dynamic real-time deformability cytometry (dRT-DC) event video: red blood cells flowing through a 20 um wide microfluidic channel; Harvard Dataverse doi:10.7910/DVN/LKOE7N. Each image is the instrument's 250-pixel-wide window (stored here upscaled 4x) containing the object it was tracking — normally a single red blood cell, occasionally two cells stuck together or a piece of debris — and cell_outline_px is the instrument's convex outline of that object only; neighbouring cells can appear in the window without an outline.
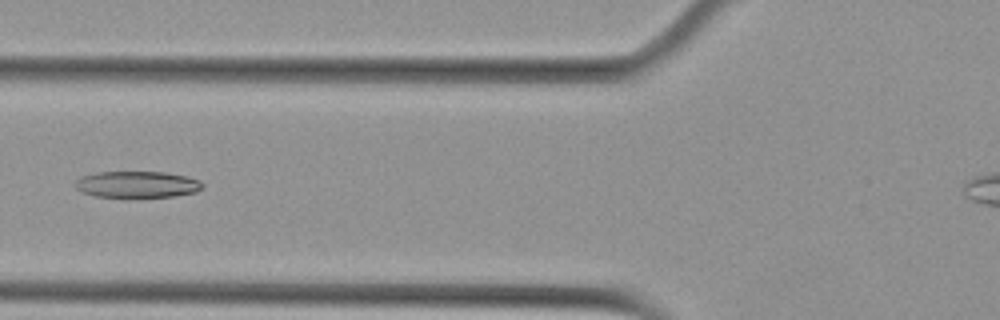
{"species": "Egyptian fruit bat (a non-hibernating species)", "species_latin": "Rousettus aegyptiacus", "temperature_condition": "cold", "stored_images_in_passage": 6, "camera_frame_rate_fps": 3000, "um_per_image_px": 0.085, "animal": {"sex": "female"}, "frame": {"image": 1, "passage_image": 5, "time_ms": 1.333, "image_size_px": [1000, 320], "cell_outline_px": [[204, 188], [196, 192], [176, 196], [128, 200], [124, 200], [96, 196], [80, 192], [76, 188], [76, 180], [80, 176], [96, 172], [164, 172], [188, 176], [200, 180], [204, 184]], "centroid_in_image_um": [11.66, 15.72], "position_along_channel_um": 114.1, "area_um2": 20.81}}
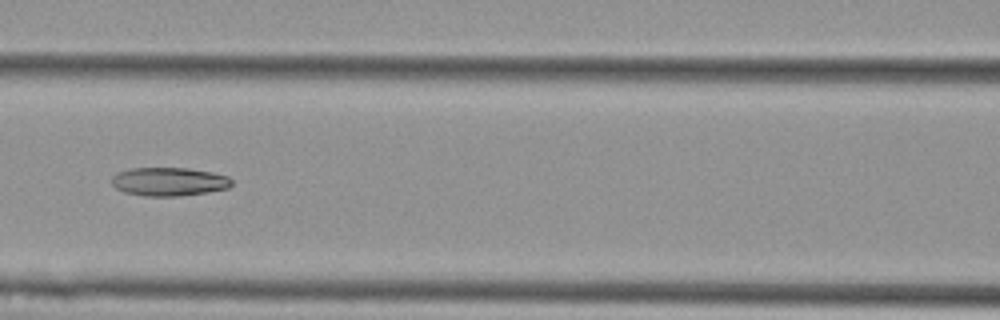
{"frame": {"image": 2, "passage_image": 6, "time_ms": 1.667, "image_size_px": [1000, 320], "cell_outline_px": [[232, 184], [228, 188], [180, 196], [144, 196], [124, 192], [116, 188], [112, 184], [112, 176], [116, 172], [132, 168], [188, 168], [212, 172], [228, 176], [232, 180]], "centroid_in_image_um": [14.34, 15.43], "position_along_channel_um": 152.3, "area_um2": 19.94}}